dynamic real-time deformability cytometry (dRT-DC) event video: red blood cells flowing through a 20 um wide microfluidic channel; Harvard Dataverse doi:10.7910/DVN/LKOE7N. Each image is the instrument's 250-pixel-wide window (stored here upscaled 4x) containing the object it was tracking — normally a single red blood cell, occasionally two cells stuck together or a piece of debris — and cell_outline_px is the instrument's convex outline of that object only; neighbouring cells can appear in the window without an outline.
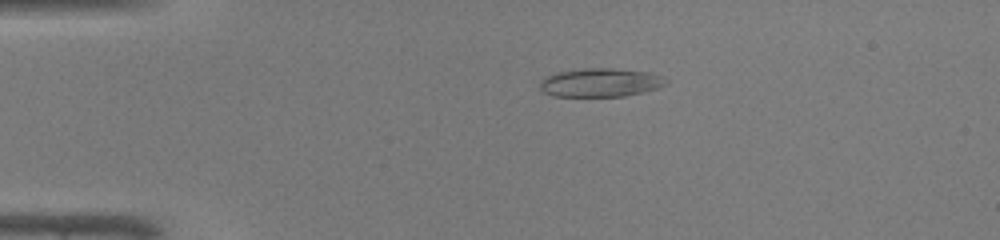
{"species": "common noctule bat (a hibernating species)", "species_latin": "Nyctalus noctula", "temperature_condition": "warm", "stored_images_in_passage": 41, "camera_frame_rate_fps": 3000, "um_per_image_px": 0.085, "animal": {"sex": "male", "body_mass_g": 19.0, "forearm_length_mm": 50.8}, "frame": {"image": 1, "passage_image": 4, "time_ms": 1.0, "image_size_px": [1000, 240], "cell_outline_px": [[668, 84], [660, 88], [644, 92], [624, 96], [552, 96], [544, 92], [540, 88], [540, 80], [544, 76], [556, 72], [584, 68], [612, 68], [648, 72], [664, 76], [668, 80]], "centroid_in_image_um": [51.06, 7.01], "position_along_channel_um": 33.9, "area_um2": 21.33}}
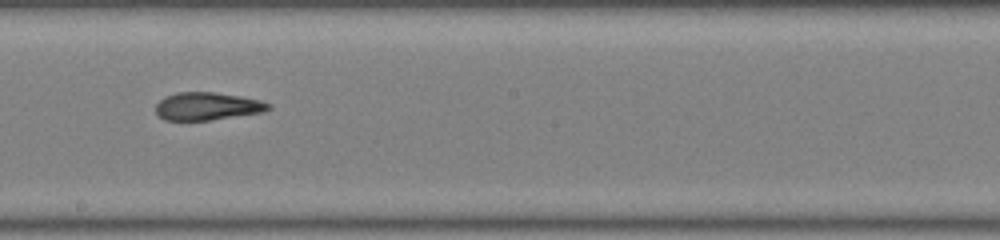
{"frame": {"image": 2, "passage_image": 21, "time_ms": 6.667, "image_size_px": [1000, 240], "cell_outline_px": [[272, 108], [264, 112], [208, 120], [164, 120], [156, 112], [156, 104], [164, 96], [176, 92], [216, 92], [240, 96], [260, 100], [272, 104]], "centroid_in_image_um": [17.63, 9.02], "position_along_channel_um": 230.6, "area_um2": 18.32}}
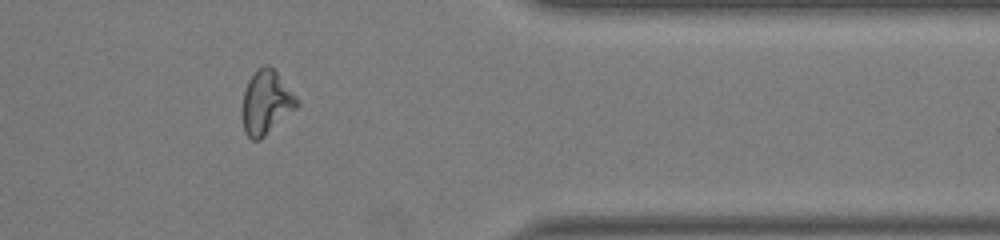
{"frame": {"image": 3, "passage_image": 33, "time_ms": 10.667, "image_size_px": [1000, 240], "cell_outline_px": [[300, 104], [296, 108], [260, 140], [252, 140], [244, 132], [244, 92], [248, 80], [256, 68], [264, 64], [268, 64], [276, 72], [300, 100]], "centroid_in_image_um": [22.65, 8.68], "position_along_channel_um": 388.7, "area_um2": 20.0}, "authors_computed_cell_mechanics": {"area_um2": 19.652, "velocity_mm_per_s": 4.3182, "shape_relaxation_time_tau1_ms": 8.3839, "shape_relaxation_time_tau2_ms": 2.5817, "deformation_change_tau1": 0.2329, "deformation_change_tau2": 0.1121}}